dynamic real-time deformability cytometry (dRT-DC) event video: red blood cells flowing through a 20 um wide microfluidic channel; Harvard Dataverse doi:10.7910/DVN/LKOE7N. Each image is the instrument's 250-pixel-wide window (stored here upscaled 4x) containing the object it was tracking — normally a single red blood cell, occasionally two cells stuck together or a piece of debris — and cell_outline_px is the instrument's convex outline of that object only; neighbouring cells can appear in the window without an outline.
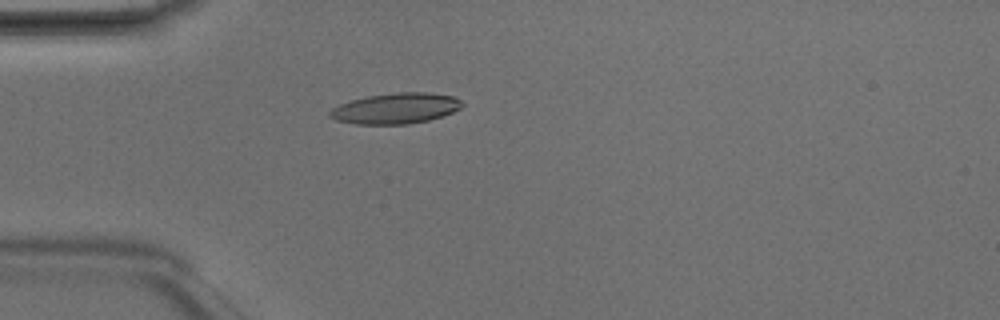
{"species": "Egyptian fruit bat (a non-hibernating species)", "species_latin": "Rousettus aegyptiacus", "temperature_condition": "room temperature", "stored_images_in_passage": 4, "camera_frame_rate_fps": 3000, "um_per_image_px": 0.085, "animal": {"sex": "male"}, "frame": {"image": 1, "passage_image": 4, "time_ms": 1.0, "image_size_px": [1000, 320], "cell_outline_px": [[464, 104], [460, 108], [452, 112], [428, 120], [408, 124], [356, 124], [336, 120], [328, 116], [328, 112], [332, 108], [340, 104], [352, 100], [368, 96], [396, 92], [428, 92], [452, 96], [460, 100]], "centroid_in_image_um": [33.61, 9.21], "position_along_channel_um": 51.4, "area_um2": 23.52}}